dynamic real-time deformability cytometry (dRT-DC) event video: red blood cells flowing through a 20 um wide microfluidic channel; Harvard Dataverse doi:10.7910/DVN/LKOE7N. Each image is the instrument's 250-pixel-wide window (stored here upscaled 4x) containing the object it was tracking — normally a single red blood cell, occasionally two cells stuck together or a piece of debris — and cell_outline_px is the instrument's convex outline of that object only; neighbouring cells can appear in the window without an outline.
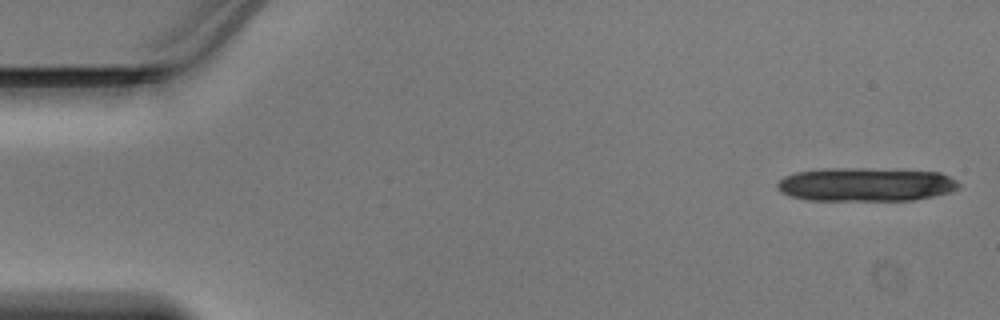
{"species": "Egyptian fruit bat (a non-hibernating species)", "species_latin": "Rousettus aegyptiacus", "temperature_condition": "warm", "stored_images_in_passage": 13, "camera_frame_rate_fps": 3000, "um_per_image_px": 0.085, "animal": {"sex": "male"}, "frame": {"image": 1, "passage_image": 1, "time_ms": 0.0, "image_size_px": [1000, 320], "cell_outline_px": [[960, 188], [952, 192], [912, 200], [808, 200], [788, 196], [780, 192], [776, 188], [776, 184], [784, 176], [796, 172], [820, 168], [864, 168], [940, 172], [956, 180], [960, 184]], "centroid_in_image_um": [73.56, 15.68], "position_along_channel_um": 11.4, "area_um2": 35.89}}